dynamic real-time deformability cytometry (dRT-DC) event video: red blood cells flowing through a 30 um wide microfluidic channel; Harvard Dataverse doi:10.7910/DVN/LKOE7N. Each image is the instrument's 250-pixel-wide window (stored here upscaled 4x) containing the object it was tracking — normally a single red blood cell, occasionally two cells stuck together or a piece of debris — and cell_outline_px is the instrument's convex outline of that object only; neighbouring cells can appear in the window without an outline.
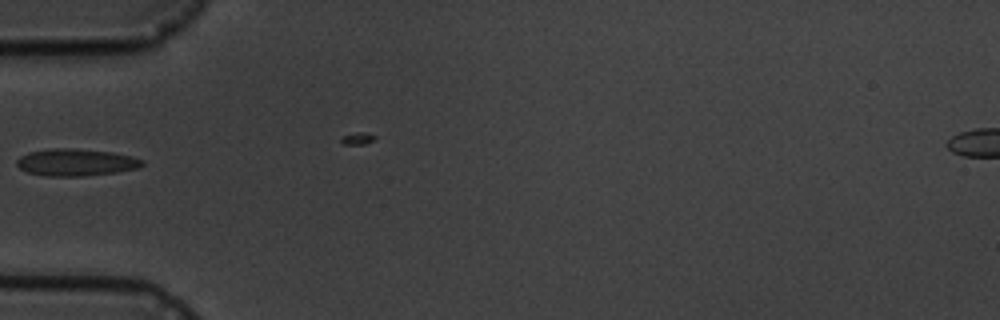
{"species": "common noctule bat (a hibernating species)", "species_latin": "Nyctalus noctula", "temperature_condition": "cold", "stored_images_in_passage": 4, "camera_frame_rate_fps": 3000, "um_per_image_px": 0.085, "animal": {"sex": "male", "body_mass_g": 19.5, "forearm_length_mm": 54.6}, "frame": {"image": 1, "passage_image": 3, "time_ms": 2.333, "image_size_px": [1000, 320], "cell_outline_px": [[144, 164], [140, 168], [116, 172], [80, 176], [44, 176], [28, 172], [20, 168], [16, 164], [16, 160], [20, 156], [28, 152], [56, 148], [72, 148], [112, 152], [144, 160]], "centroid_in_image_um": [6.44, 13.8], "position_along_channel_um": 78.6, "area_um2": 19.71}}